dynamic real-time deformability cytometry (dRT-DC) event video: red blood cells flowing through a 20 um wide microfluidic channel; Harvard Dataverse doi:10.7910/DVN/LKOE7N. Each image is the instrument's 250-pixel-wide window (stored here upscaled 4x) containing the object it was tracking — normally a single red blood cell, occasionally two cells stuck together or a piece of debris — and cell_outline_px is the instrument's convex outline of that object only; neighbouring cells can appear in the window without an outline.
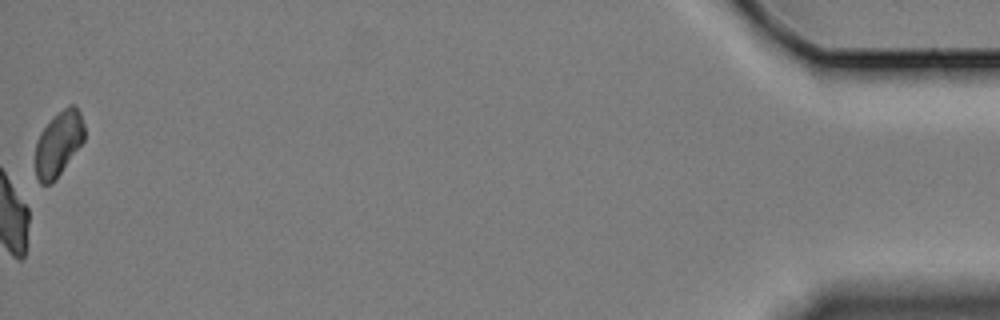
{"species": "Egyptian fruit bat (a non-hibernating species)", "species_latin": "Rousettus aegyptiacus", "temperature_condition": "cold", "stored_images_in_passage": 54, "camera_frame_rate_fps": 3000, "um_per_image_px": 0.085, "animal": {"sex": "female"}, "frame": {"image": 1, "passage_image": 54, "time_ms": 17.667, "image_size_px": [1000, 320], "cell_outline_px": [[84, 140], [52, 184], [40, 184], [36, 176], [36, 140], [40, 132], [52, 116], [68, 104], [76, 104], [80, 112], [84, 124]], "centroid_in_image_um": [4.97, 12.16], "position_along_channel_um": 430.2, "area_um2": 18.67}, "authors_computed_cell_mechanics": {"area_um2": 22.1952, "velocity_mm_per_s": 3.2951, "shape_relaxation_time_tau1_ms": 7.256, "shape_relaxation_time_tau2_ms": 5.9285, "deformation_change_tau1": 0.1768, "deformation_change_tau2": 0.0973}}